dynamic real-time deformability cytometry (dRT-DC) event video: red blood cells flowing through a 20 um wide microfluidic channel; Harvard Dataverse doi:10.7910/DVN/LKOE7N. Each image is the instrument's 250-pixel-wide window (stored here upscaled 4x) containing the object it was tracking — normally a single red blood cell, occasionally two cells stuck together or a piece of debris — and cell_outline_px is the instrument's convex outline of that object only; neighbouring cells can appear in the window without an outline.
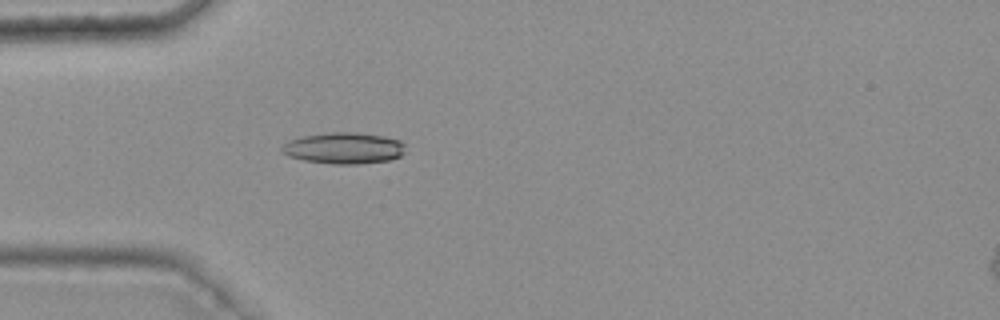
{"species": "common noctule bat (a hibernating species)", "species_latin": "Nyctalus noctula", "temperature_condition": "warm", "stored_images_in_passage": 48, "camera_frame_rate_fps": 3000, "um_per_image_px": 0.085, "animal": {"sex": "female", "body_mass_g": 25.1}, "frame": {"image": 1, "passage_image": 16, "time_ms": 5.0, "image_size_px": [1000, 320], "cell_outline_px": [[404, 152], [400, 156], [388, 160], [356, 164], [332, 164], [304, 160], [288, 156], [280, 152], [280, 148], [288, 140], [304, 136], [332, 132], [356, 132], [384, 136], [400, 140], [404, 144]], "centroid_in_image_um": [29.2, 12.59], "position_along_channel_um": 55.8, "area_um2": 22.54}}
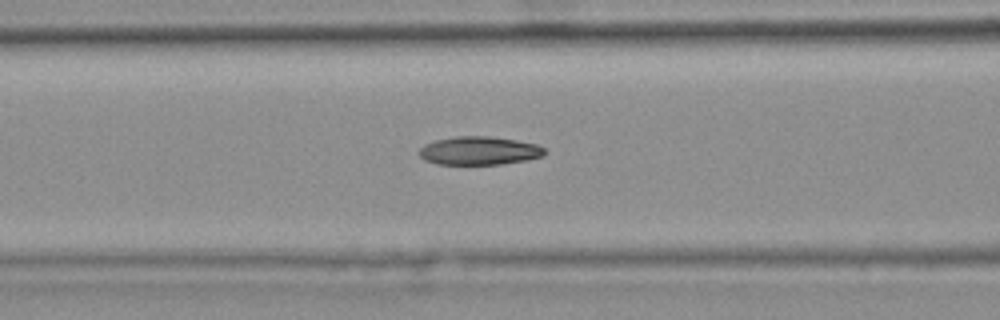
{"frame": {"image": 2, "passage_image": 22, "time_ms": 7.0, "image_size_px": [1000, 320], "cell_outline_px": [[544, 156], [528, 160], [500, 164], [436, 164], [424, 160], [420, 156], [420, 148], [424, 144], [436, 140], [456, 136], [488, 136], [516, 140], [536, 144], [544, 148]], "centroid_in_image_um": [40.72, 12.81], "position_along_channel_um": 125.9, "area_um2": 20.69}}
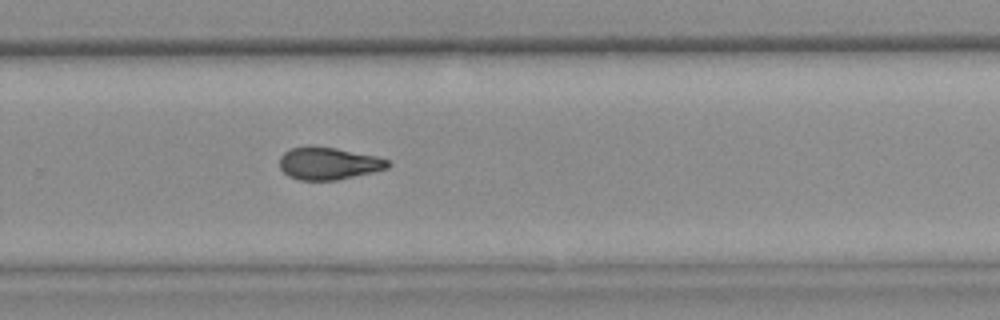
{"frame": {"image": 3, "passage_image": 36, "time_ms": 11.667, "image_size_px": [1000, 320], "cell_outline_px": [[392, 164], [388, 168], [372, 172], [336, 180], [300, 180], [288, 176], [280, 168], [280, 156], [284, 152], [292, 148], [308, 144], [312, 144], [336, 148], [376, 156], [388, 160]], "centroid_in_image_um": [27.9, 13.87], "position_along_channel_um": 301.9, "area_um2": 20.63}, "authors_computed_cell_mechanics": {"area_um2": 20.8947, "velocity_mm_per_s": 3.7806, "shape_relaxation_time_tau1_ms": 11.2444, "shape_relaxation_time_tau2_ms": 4.5257, "deformation_change_tau1": 0.2303, "deformation_change_tau2": 0.1044}}